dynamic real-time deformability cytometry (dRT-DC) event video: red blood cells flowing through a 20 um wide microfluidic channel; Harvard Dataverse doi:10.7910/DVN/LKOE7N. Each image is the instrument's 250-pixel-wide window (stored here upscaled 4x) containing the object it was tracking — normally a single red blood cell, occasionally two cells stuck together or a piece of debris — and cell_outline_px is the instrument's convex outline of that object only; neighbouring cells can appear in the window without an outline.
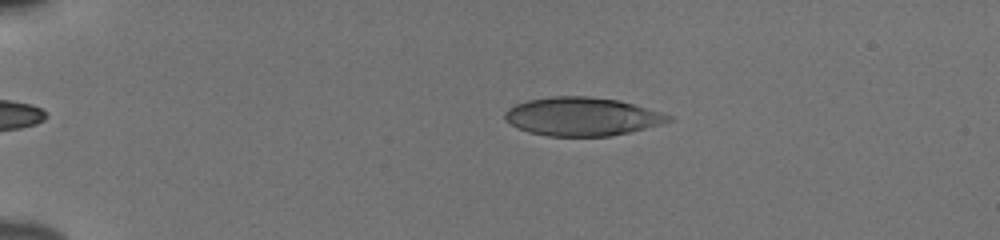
{"species": "human", "species_latin": "Homo sapiens", "temperature_condition": "cold", "stored_images_in_passage": 46, "camera_frame_rate_fps": 3000, "um_per_image_px": 0.085, "donor": {"sex": "male"}, "frame": {"image": 1, "passage_image": 4, "time_ms": 1.0, "image_size_px": [1000, 240], "cell_outline_px": [[672, 120], [660, 124], [628, 132], [608, 136], [548, 136], [528, 132], [516, 128], [504, 120], [504, 112], [508, 108], [516, 104], [528, 100], [552, 96], [588, 96], [620, 100], [660, 112], [672, 116]], "centroid_in_image_um": [49.41, 9.9], "position_along_channel_um": 35.6, "area_um2": 36.59}}
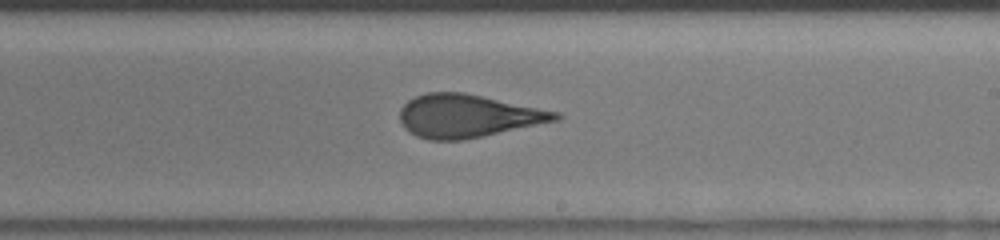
{"frame": {"image": 2, "passage_image": 26, "time_ms": 8.333, "image_size_px": [1000, 240], "cell_outline_px": [[564, 116], [560, 120], [484, 136], [464, 140], [428, 140], [416, 136], [404, 128], [400, 120], [400, 108], [408, 100], [416, 96], [428, 92], [464, 92], [560, 112]], "centroid_in_image_um": [39.78, 9.86], "position_along_channel_um": 249.2, "area_um2": 39.25}}
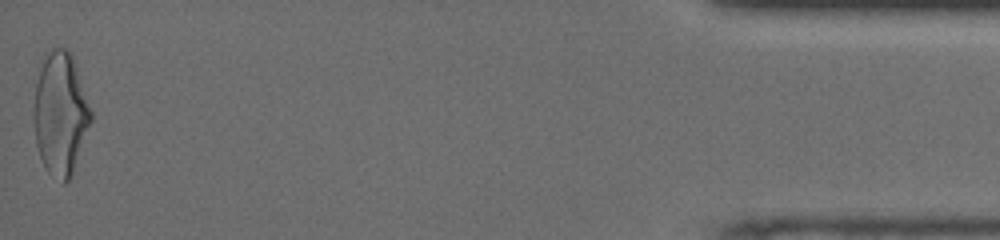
{"frame": {"image": 3, "passage_image": 46, "time_ms": 15.0, "image_size_px": [1000, 240], "cell_outline_px": [[92, 120], [72, 172], [68, 180], [64, 184], [60, 184], [48, 172], [40, 156], [36, 144], [32, 116], [32, 112], [36, 84], [44, 52], [52, 48], [64, 48], [72, 56], [92, 112]], "centroid_in_image_um": [5.1, 9.66], "position_along_channel_um": 430.1, "area_um2": 40.81}, "authors_computed_cell_mechanics": {"area_um2": 38.9572, "velocity_mm_per_s": 3.8626, "shape_relaxation_time_tau1_ms": 5.3014, "shape_relaxation_time_tau2_ms": 1.0353, "deformation_change_tau1": 0.1728, "deformation_change_tau2": 0.0966}}